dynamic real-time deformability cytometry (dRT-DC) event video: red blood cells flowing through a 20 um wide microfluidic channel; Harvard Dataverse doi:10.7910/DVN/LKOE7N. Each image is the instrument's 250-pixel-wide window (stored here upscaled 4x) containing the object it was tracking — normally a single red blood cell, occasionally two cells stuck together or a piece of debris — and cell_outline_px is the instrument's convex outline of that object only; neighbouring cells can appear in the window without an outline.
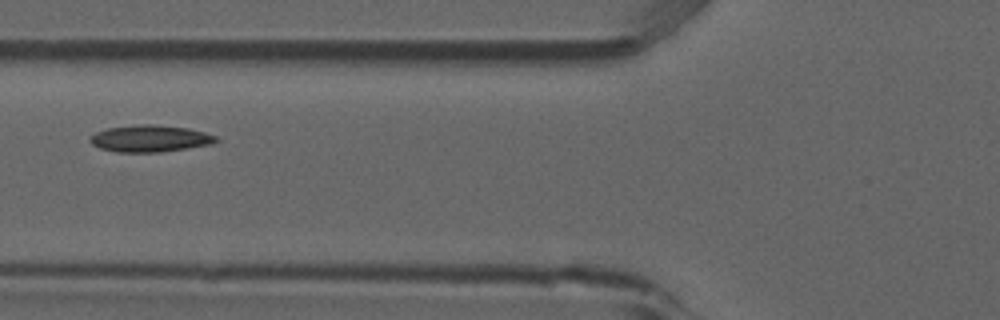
{"species": "common noctule bat (a hibernating species)", "species_latin": "Nyctalus noctula", "temperature_condition": "room temperature", "stored_images_in_passage": 4, "camera_frame_rate_fps": 3000, "um_per_image_px": 0.085, "animal": {"sex": "male", "forearm_length_mm": 52.5}, "frame": {"image": 1, "passage_image": 3, "time_ms": 0.667, "image_size_px": [1000, 320], "cell_outline_px": [[220, 140], [208, 144], [188, 148], [160, 152], [116, 152], [100, 148], [92, 144], [88, 140], [88, 136], [96, 132], [108, 128], [140, 124], [152, 124], [188, 128], [204, 132], [216, 136]], "centroid_in_image_um": [12.71, 11.77], "position_along_channel_um": 113.1, "area_um2": 19.65}}
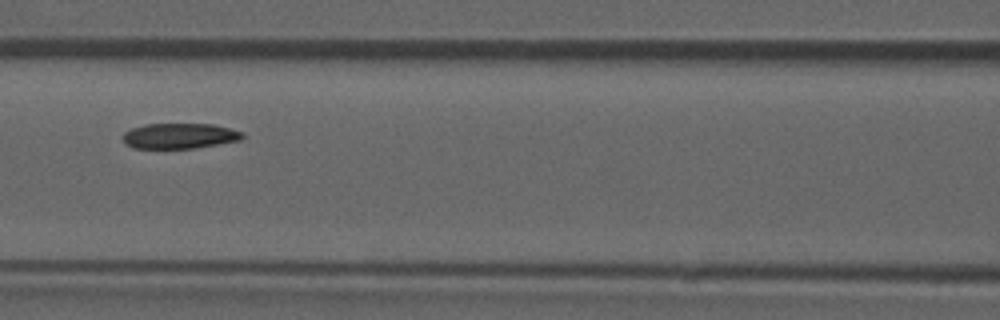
{"frame": {"image": 2, "passage_image": 4, "time_ms": 1.0, "image_size_px": [1000, 320], "cell_outline_px": [[244, 136], [240, 140], [192, 148], [132, 148], [124, 144], [124, 132], [132, 128], [144, 124], [212, 124], [244, 132]], "centroid_in_image_um": [15.24, 11.55], "position_along_channel_um": 151.4, "area_um2": 17.57}}